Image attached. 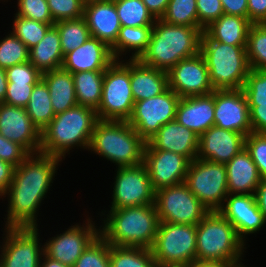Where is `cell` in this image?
Segmentation results:
<instances>
[{
  "mask_svg": "<svg viewBox=\"0 0 266 267\" xmlns=\"http://www.w3.org/2000/svg\"><path fill=\"white\" fill-rule=\"evenodd\" d=\"M59 161L50 154L30 153L15 167L11 186L3 194L9 197L6 228L38 227L37 209L52 186Z\"/></svg>",
  "mask_w": 266,
  "mask_h": 267,
  "instance_id": "1",
  "label": "cell"
},
{
  "mask_svg": "<svg viewBox=\"0 0 266 267\" xmlns=\"http://www.w3.org/2000/svg\"><path fill=\"white\" fill-rule=\"evenodd\" d=\"M203 32L199 27L174 25L156 19L147 48L138 60L168 72L180 60L200 53Z\"/></svg>",
  "mask_w": 266,
  "mask_h": 267,
  "instance_id": "2",
  "label": "cell"
},
{
  "mask_svg": "<svg viewBox=\"0 0 266 267\" xmlns=\"http://www.w3.org/2000/svg\"><path fill=\"white\" fill-rule=\"evenodd\" d=\"M98 121L97 111L84 105L56 114L41 132L40 152L62 159L73 146L89 148Z\"/></svg>",
  "mask_w": 266,
  "mask_h": 267,
  "instance_id": "3",
  "label": "cell"
},
{
  "mask_svg": "<svg viewBox=\"0 0 266 267\" xmlns=\"http://www.w3.org/2000/svg\"><path fill=\"white\" fill-rule=\"evenodd\" d=\"M108 214L100 235L110 245L151 249L160 223L155 204L110 209Z\"/></svg>",
  "mask_w": 266,
  "mask_h": 267,
  "instance_id": "4",
  "label": "cell"
},
{
  "mask_svg": "<svg viewBox=\"0 0 266 267\" xmlns=\"http://www.w3.org/2000/svg\"><path fill=\"white\" fill-rule=\"evenodd\" d=\"M145 146L128 121L99 120L88 149L118 167H128L143 163Z\"/></svg>",
  "mask_w": 266,
  "mask_h": 267,
  "instance_id": "5",
  "label": "cell"
},
{
  "mask_svg": "<svg viewBox=\"0 0 266 267\" xmlns=\"http://www.w3.org/2000/svg\"><path fill=\"white\" fill-rule=\"evenodd\" d=\"M244 245L234 226L219 211H209L196 225V262L238 263Z\"/></svg>",
  "mask_w": 266,
  "mask_h": 267,
  "instance_id": "6",
  "label": "cell"
},
{
  "mask_svg": "<svg viewBox=\"0 0 266 267\" xmlns=\"http://www.w3.org/2000/svg\"><path fill=\"white\" fill-rule=\"evenodd\" d=\"M247 46H233L201 36L200 54L204 57L214 90L242 89L250 66Z\"/></svg>",
  "mask_w": 266,
  "mask_h": 267,
  "instance_id": "7",
  "label": "cell"
},
{
  "mask_svg": "<svg viewBox=\"0 0 266 267\" xmlns=\"http://www.w3.org/2000/svg\"><path fill=\"white\" fill-rule=\"evenodd\" d=\"M151 251L158 267H190L196 262V225L160 222Z\"/></svg>",
  "mask_w": 266,
  "mask_h": 267,
  "instance_id": "8",
  "label": "cell"
},
{
  "mask_svg": "<svg viewBox=\"0 0 266 267\" xmlns=\"http://www.w3.org/2000/svg\"><path fill=\"white\" fill-rule=\"evenodd\" d=\"M115 60L106 70L102 98L97 111L99 120L127 121L133 112L130 61Z\"/></svg>",
  "mask_w": 266,
  "mask_h": 267,
  "instance_id": "9",
  "label": "cell"
},
{
  "mask_svg": "<svg viewBox=\"0 0 266 267\" xmlns=\"http://www.w3.org/2000/svg\"><path fill=\"white\" fill-rule=\"evenodd\" d=\"M185 183L209 211H218L229 194L225 164L218 162L195 158Z\"/></svg>",
  "mask_w": 266,
  "mask_h": 267,
  "instance_id": "10",
  "label": "cell"
},
{
  "mask_svg": "<svg viewBox=\"0 0 266 267\" xmlns=\"http://www.w3.org/2000/svg\"><path fill=\"white\" fill-rule=\"evenodd\" d=\"M154 204L160 222L197 225L209 212L185 182L155 191Z\"/></svg>",
  "mask_w": 266,
  "mask_h": 267,
  "instance_id": "11",
  "label": "cell"
},
{
  "mask_svg": "<svg viewBox=\"0 0 266 267\" xmlns=\"http://www.w3.org/2000/svg\"><path fill=\"white\" fill-rule=\"evenodd\" d=\"M180 97L169 87L160 95L134 103L128 123L147 142L166 123L175 120Z\"/></svg>",
  "mask_w": 266,
  "mask_h": 267,
  "instance_id": "12",
  "label": "cell"
},
{
  "mask_svg": "<svg viewBox=\"0 0 266 267\" xmlns=\"http://www.w3.org/2000/svg\"><path fill=\"white\" fill-rule=\"evenodd\" d=\"M117 169L111 209L154 204L155 190L144 163Z\"/></svg>",
  "mask_w": 266,
  "mask_h": 267,
  "instance_id": "13",
  "label": "cell"
},
{
  "mask_svg": "<svg viewBox=\"0 0 266 267\" xmlns=\"http://www.w3.org/2000/svg\"><path fill=\"white\" fill-rule=\"evenodd\" d=\"M5 230L4 244L0 246L2 249L0 267H39L44 247L39 245L38 228H5Z\"/></svg>",
  "mask_w": 266,
  "mask_h": 267,
  "instance_id": "14",
  "label": "cell"
},
{
  "mask_svg": "<svg viewBox=\"0 0 266 267\" xmlns=\"http://www.w3.org/2000/svg\"><path fill=\"white\" fill-rule=\"evenodd\" d=\"M167 74L168 87L180 98L208 95L214 91L205 59L200 53L180 60Z\"/></svg>",
  "mask_w": 266,
  "mask_h": 267,
  "instance_id": "15",
  "label": "cell"
},
{
  "mask_svg": "<svg viewBox=\"0 0 266 267\" xmlns=\"http://www.w3.org/2000/svg\"><path fill=\"white\" fill-rule=\"evenodd\" d=\"M84 225H71L64 233L52 237L44 243V254L69 267H73L89 244L100 234L89 218Z\"/></svg>",
  "mask_w": 266,
  "mask_h": 267,
  "instance_id": "16",
  "label": "cell"
},
{
  "mask_svg": "<svg viewBox=\"0 0 266 267\" xmlns=\"http://www.w3.org/2000/svg\"><path fill=\"white\" fill-rule=\"evenodd\" d=\"M214 125L247 136L252 132L247 98L242 89L214 90Z\"/></svg>",
  "mask_w": 266,
  "mask_h": 267,
  "instance_id": "17",
  "label": "cell"
},
{
  "mask_svg": "<svg viewBox=\"0 0 266 267\" xmlns=\"http://www.w3.org/2000/svg\"><path fill=\"white\" fill-rule=\"evenodd\" d=\"M147 168L155 191L185 182L190 161L180 154L165 150H144Z\"/></svg>",
  "mask_w": 266,
  "mask_h": 267,
  "instance_id": "18",
  "label": "cell"
},
{
  "mask_svg": "<svg viewBox=\"0 0 266 267\" xmlns=\"http://www.w3.org/2000/svg\"><path fill=\"white\" fill-rule=\"evenodd\" d=\"M0 134L23 146L29 153L40 152L41 132L25 108L0 103Z\"/></svg>",
  "mask_w": 266,
  "mask_h": 267,
  "instance_id": "19",
  "label": "cell"
},
{
  "mask_svg": "<svg viewBox=\"0 0 266 267\" xmlns=\"http://www.w3.org/2000/svg\"><path fill=\"white\" fill-rule=\"evenodd\" d=\"M218 211L234 226L243 242L246 240V235L260 231L266 223L263 213L258 208L255 195L228 194Z\"/></svg>",
  "mask_w": 266,
  "mask_h": 267,
  "instance_id": "20",
  "label": "cell"
},
{
  "mask_svg": "<svg viewBox=\"0 0 266 267\" xmlns=\"http://www.w3.org/2000/svg\"><path fill=\"white\" fill-rule=\"evenodd\" d=\"M246 136L217 126H212L199 136L196 158L227 164L245 148Z\"/></svg>",
  "mask_w": 266,
  "mask_h": 267,
  "instance_id": "21",
  "label": "cell"
},
{
  "mask_svg": "<svg viewBox=\"0 0 266 267\" xmlns=\"http://www.w3.org/2000/svg\"><path fill=\"white\" fill-rule=\"evenodd\" d=\"M199 136L192 130L172 120L164 124L146 142L145 150H165L185 156L190 162L198 155Z\"/></svg>",
  "mask_w": 266,
  "mask_h": 267,
  "instance_id": "22",
  "label": "cell"
},
{
  "mask_svg": "<svg viewBox=\"0 0 266 267\" xmlns=\"http://www.w3.org/2000/svg\"><path fill=\"white\" fill-rule=\"evenodd\" d=\"M83 17L92 37L110 48L115 44L121 24L114 2L86 0Z\"/></svg>",
  "mask_w": 266,
  "mask_h": 267,
  "instance_id": "23",
  "label": "cell"
},
{
  "mask_svg": "<svg viewBox=\"0 0 266 267\" xmlns=\"http://www.w3.org/2000/svg\"><path fill=\"white\" fill-rule=\"evenodd\" d=\"M114 61L111 48L90 36L84 44L64 56L62 68L71 73L105 71Z\"/></svg>",
  "mask_w": 266,
  "mask_h": 267,
  "instance_id": "24",
  "label": "cell"
},
{
  "mask_svg": "<svg viewBox=\"0 0 266 267\" xmlns=\"http://www.w3.org/2000/svg\"><path fill=\"white\" fill-rule=\"evenodd\" d=\"M214 111V91L208 95L183 97L178 103L175 120L201 136L214 126Z\"/></svg>",
  "mask_w": 266,
  "mask_h": 267,
  "instance_id": "25",
  "label": "cell"
},
{
  "mask_svg": "<svg viewBox=\"0 0 266 267\" xmlns=\"http://www.w3.org/2000/svg\"><path fill=\"white\" fill-rule=\"evenodd\" d=\"M225 167L229 194H255L262 178L246 148L238 152Z\"/></svg>",
  "mask_w": 266,
  "mask_h": 267,
  "instance_id": "26",
  "label": "cell"
},
{
  "mask_svg": "<svg viewBox=\"0 0 266 267\" xmlns=\"http://www.w3.org/2000/svg\"><path fill=\"white\" fill-rule=\"evenodd\" d=\"M130 60V81L134 102L153 98L168 88L166 71L142 64L138 59Z\"/></svg>",
  "mask_w": 266,
  "mask_h": 267,
  "instance_id": "27",
  "label": "cell"
},
{
  "mask_svg": "<svg viewBox=\"0 0 266 267\" xmlns=\"http://www.w3.org/2000/svg\"><path fill=\"white\" fill-rule=\"evenodd\" d=\"M42 80L49 89L55 115L78 104L71 72L61 67L42 73Z\"/></svg>",
  "mask_w": 266,
  "mask_h": 267,
  "instance_id": "28",
  "label": "cell"
},
{
  "mask_svg": "<svg viewBox=\"0 0 266 267\" xmlns=\"http://www.w3.org/2000/svg\"><path fill=\"white\" fill-rule=\"evenodd\" d=\"M251 25L247 18L223 14L205 28L204 32L214 41L233 46H247Z\"/></svg>",
  "mask_w": 266,
  "mask_h": 267,
  "instance_id": "29",
  "label": "cell"
},
{
  "mask_svg": "<svg viewBox=\"0 0 266 267\" xmlns=\"http://www.w3.org/2000/svg\"><path fill=\"white\" fill-rule=\"evenodd\" d=\"M63 60L59 31L52 26L45 37L29 49V62L41 73H45L61 68Z\"/></svg>",
  "mask_w": 266,
  "mask_h": 267,
  "instance_id": "30",
  "label": "cell"
},
{
  "mask_svg": "<svg viewBox=\"0 0 266 267\" xmlns=\"http://www.w3.org/2000/svg\"><path fill=\"white\" fill-rule=\"evenodd\" d=\"M153 26L128 27L121 26L116 42L111 47L115 60H119L124 52L133 51L129 59H138L146 50ZM129 49V50H128ZM123 52V53H122Z\"/></svg>",
  "mask_w": 266,
  "mask_h": 267,
  "instance_id": "31",
  "label": "cell"
},
{
  "mask_svg": "<svg viewBox=\"0 0 266 267\" xmlns=\"http://www.w3.org/2000/svg\"><path fill=\"white\" fill-rule=\"evenodd\" d=\"M105 71H82L72 73L78 105L94 110L99 108Z\"/></svg>",
  "mask_w": 266,
  "mask_h": 267,
  "instance_id": "32",
  "label": "cell"
},
{
  "mask_svg": "<svg viewBox=\"0 0 266 267\" xmlns=\"http://www.w3.org/2000/svg\"><path fill=\"white\" fill-rule=\"evenodd\" d=\"M25 110L40 132H42V130L55 117L49 89L42 79L34 85L30 100L28 101Z\"/></svg>",
  "mask_w": 266,
  "mask_h": 267,
  "instance_id": "33",
  "label": "cell"
},
{
  "mask_svg": "<svg viewBox=\"0 0 266 267\" xmlns=\"http://www.w3.org/2000/svg\"><path fill=\"white\" fill-rule=\"evenodd\" d=\"M110 267H158L151 249L109 244Z\"/></svg>",
  "mask_w": 266,
  "mask_h": 267,
  "instance_id": "34",
  "label": "cell"
},
{
  "mask_svg": "<svg viewBox=\"0 0 266 267\" xmlns=\"http://www.w3.org/2000/svg\"><path fill=\"white\" fill-rule=\"evenodd\" d=\"M54 26L59 31L62 53L75 50L91 36L84 17L55 22Z\"/></svg>",
  "mask_w": 266,
  "mask_h": 267,
  "instance_id": "35",
  "label": "cell"
},
{
  "mask_svg": "<svg viewBox=\"0 0 266 267\" xmlns=\"http://www.w3.org/2000/svg\"><path fill=\"white\" fill-rule=\"evenodd\" d=\"M114 4L121 26H153L156 21L142 0H117Z\"/></svg>",
  "mask_w": 266,
  "mask_h": 267,
  "instance_id": "36",
  "label": "cell"
},
{
  "mask_svg": "<svg viewBox=\"0 0 266 267\" xmlns=\"http://www.w3.org/2000/svg\"><path fill=\"white\" fill-rule=\"evenodd\" d=\"M246 52L250 69L266 70V23L251 25Z\"/></svg>",
  "mask_w": 266,
  "mask_h": 267,
  "instance_id": "37",
  "label": "cell"
},
{
  "mask_svg": "<svg viewBox=\"0 0 266 267\" xmlns=\"http://www.w3.org/2000/svg\"><path fill=\"white\" fill-rule=\"evenodd\" d=\"M161 20L174 25L198 27L196 0H169Z\"/></svg>",
  "mask_w": 266,
  "mask_h": 267,
  "instance_id": "38",
  "label": "cell"
},
{
  "mask_svg": "<svg viewBox=\"0 0 266 267\" xmlns=\"http://www.w3.org/2000/svg\"><path fill=\"white\" fill-rule=\"evenodd\" d=\"M14 18L12 33L18 37L28 49L36 46L45 37L46 32L54 26L27 19L22 16L15 15Z\"/></svg>",
  "mask_w": 266,
  "mask_h": 267,
  "instance_id": "39",
  "label": "cell"
},
{
  "mask_svg": "<svg viewBox=\"0 0 266 267\" xmlns=\"http://www.w3.org/2000/svg\"><path fill=\"white\" fill-rule=\"evenodd\" d=\"M29 61L28 47L12 32L0 40V67L8 68Z\"/></svg>",
  "mask_w": 266,
  "mask_h": 267,
  "instance_id": "40",
  "label": "cell"
},
{
  "mask_svg": "<svg viewBox=\"0 0 266 267\" xmlns=\"http://www.w3.org/2000/svg\"><path fill=\"white\" fill-rule=\"evenodd\" d=\"M73 267H110L109 243L99 234Z\"/></svg>",
  "mask_w": 266,
  "mask_h": 267,
  "instance_id": "41",
  "label": "cell"
},
{
  "mask_svg": "<svg viewBox=\"0 0 266 267\" xmlns=\"http://www.w3.org/2000/svg\"><path fill=\"white\" fill-rule=\"evenodd\" d=\"M242 90L247 98L248 106L266 103V70L251 69Z\"/></svg>",
  "mask_w": 266,
  "mask_h": 267,
  "instance_id": "42",
  "label": "cell"
},
{
  "mask_svg": "<svg viewBox=\"0 0 266 267\" xmlns=\"http://www.w3.org/2000/svg\"><path fill=\"white\" fill-rule=\"evenodd\" d=\"M86 0H47L54 22L71 20L83 16Z\"/></svg>",
  "mask_w": 266,
  "mask_h": 267,
  "instance_id": "43",
  "label": "cell"
},
{
  "mask_svg": "<svg viewBox=\"0 0 266 267\" xmlns=\"http://www.w3.org/2000/svg\"><path fill=\"white\" fill-rule=\"evenodd\" d=\"M18 12L15 15L54 25L47 0H17Z\"/></svg>",
  "mask_w": 266,
  "mask_h": 267,
  "instance_id": "44",
  "label": "cell"
},
{
  "mask_svg": "<svg viewBox=\"0 0 266 267\" xmlns=\"http://www.w3.org/2000/svg\"><path fill=\"white\" fill-rule=\"evenodd\" d=\"M245 148L257 166L262 179H266V133L250 132L245 138Z\"/></svg>",
  "mask_w": 266,
  "mask_h": 267,
  "instance_id": "45",
  "label": "cell"
},
{
  "mask_svg": "<svg viewBox=\"0 0 266 267\" xmlns=\"http://www.w3.org/2000/svg\"><path fill=\"white\" fill-rule=\"evenodd\" d=\"M8 83L37 84L42 73L29 61L5 69Z\"/></svg>",
  "mask_w": 266,
  "mask_h": 267,
  "instance_id": "46",
  "label": "cell"
},
{
  "mask_svg": "<svg viewBox=\"0 0 266 267\" xmlns=\"http://www.w3.org/2000/svg\"><path fill=\"white\" fill-rule=\"evenodd\" d=\"M196 5L198 27L203 31L224 14L221 0H196Z\"/></svg>",
  "mask_w": 266,
  "mask_h": 267,
  "instance_id": "47",
  "label": "cell"
},
{
  "mask_svg": "<svg viewBox=\"0 0 266 267\" xmlns=\"http://www.w3.org/2000/svg\"><path fill=\"white\" fill-rule=\"evenodd\" d=\"M30 153L20 144L0 134V159L18 167Z\"/></svg>",
  "mask_w": 266,
  "mask_h": 267,
  "instance_id": "48",
  "label": "cell"
},
{
  "mask_svg": "<svg viewBox=\"0 0 266 267\" xmlns=\"http://www.w3.org/2000/svg\"><path fill=\"white\" fill-rule=\"evenodd\" d=\"M35 84L8 83L4 103L25 108Z\"/></svg>",
  "mask_w": 266,
  "mask_h": 267,
  "instance_id": "49",
  "label": "cell"
},
{
  "mask_svg": "<svg viewBox=\"0 0 266 267\" xmlns=\"http://www.w3.org/2000/svg\"><path fill=\"white\" fill-rule=\"evenodd\" d=\"M252 132L266 133V103L259 106H249Z\"/></svg>",
  "mask_w": 266,
  "mask_h": 267,
  "instance_id": "50",
  "label": "cell"
},
{
  "mask_svg": "<svg viewBox=\"0 0 266 267\" xmlns=\"http://www.w3.org/2000/svg\"><path fill=\"white\" fill-rule=\"evenodd\" d=\"M248 19L252 24L266 23V0H248Z\"/></svg>",
  "mask_w": 266,
  "mask_h": 267,
  "instance_id": "51",
  "label": "cell"
},
{
  "mask_svg": "<svg viewBox=\"0 0 266 267\" xmlns=\"http://www.w3.org/2000/svg\"><path fill=\"white\" fill-rule=\"evenodd\" d=\"M224 14L248 19V0H221Z\"/></svg>",
  "mask_w": 266,
  "mask_h": 267,
  "instance_id": "52",
  "label": "cell"
},
{
  "mask_svg": "<svg viewBox=\"0 0 266 267\" xmlns=\"http://www.w3.org/2000/svg\"><path fill=\"white\" fill-rule=\"evenodd\" d=\"M14 171V165L0 159V196H3L11 186Z\"/></svg>",
  "mask_w": 266,
  "mask_h": 267,
  "instance_id": "53",
  "label": "cell"
},
{
  "mask_svg": "<svg viewBox=\"0 0 266 267\" xmlns=\"http://www.w3.org/2000/svg\"><path fill=\"white\" fill-rule=\"evenodd\" d=\"M155 19H161L166 11L169 0H142Z\"/></svg>",
  "mask_w": 266,
  "mask_h": 267,
  "instance_id": "54",
  "label": "cell"
},
{
  "mask_svg": "<svg viewBox=\"0 0 266 267\" xmlns=\"http://www.w3.org/2000/svg\"><path fill=\"white\" fill-rule=\"evenodd\" d=\"M254 195L258 208L266 220V179L261 180Z\"/></svg>",
  "mask_w": 266,
  "mask_h": 267,
  "instance_id": "55",
  "label": "cell"
},
{
  "mask_svg": "<svg viewBox=\"0 0 266 267\" xmlns=\"http://www.w3.org/2000/svg\"><path fill=\"white\" fill-rule=\"evenodd\" d=\"M236 262H224V261H213V262H195L190 267H234Z\"/></svg>",
  "mask_w": 266,
  "mask_h": 267,
  "instance_id": "56",
  "label": "cell"
},
{
  "mask_svg": "<svg viewBox=\"0 0 266 267\" xmlns=\"http://www.w3.org/2000/svg\"><path fill=\"white\" fill-rule=\"evenodd\" d=\"M7 76L5 68L0 67V103L4 102L6 92H7Z\"/></svg>",
  "mask_w": 266,
  "mask_h": 267,
  "instance_id": "57",
  "label": "cell"
},
{
  "mask_svg": "<svg viewBox=\"0 0 266 267\" xmlns=\"http://www.w3.org/2000/svg\"><path fill=\"white\" fill-rule=\"evenodd\" d=\"M42 257L39 267H69L68 265L47 257L45 254H43Z\"/></svg>",
  "mask_w": 266,
  "mask_h": 267,
  "instance_id": "58",
  "label": "cell"
},
{
  "mask_svg": "<svg viewBox=\"0 0 266 267\" xmlns=\"http://www.w3.org/2000/svg\"><path fill=\"white\" fill-rule=\"evenodd\" d=\"M243 264L241 263V262H239V263H236L235 265H234V267H245L244 265L242 266Z\"/></svg>",
  "mask_w": 266,
  "mask_h": 267,
  "instance_id": "59",
  "label": "cell"
},
{
  "mask_svg": "<svg viewBox=\"0 0 266 267\" xmlns=\"http://www.w3.org/2000/svg\"><path fill=\"white\" fill-rule=\"evenodd\" d=\"M98 1L115 2L117 0H98Z\"/></svg>",
  "mask_w": 266,
  "mask_h": 267,
  "instance_id": "60",
  "label": "cell"
}]
</instances>
